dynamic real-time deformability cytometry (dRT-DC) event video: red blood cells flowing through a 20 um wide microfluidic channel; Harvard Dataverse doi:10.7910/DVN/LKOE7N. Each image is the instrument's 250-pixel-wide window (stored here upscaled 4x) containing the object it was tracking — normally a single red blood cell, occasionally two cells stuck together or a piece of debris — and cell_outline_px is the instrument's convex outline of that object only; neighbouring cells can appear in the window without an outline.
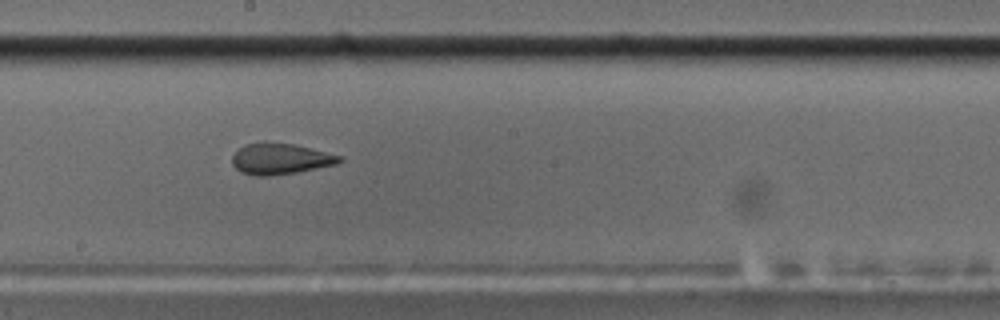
{"species": "common noctule bat (a hibernating species)", "species_latin": "Nyctalus noctula", "temperature_condition": "cold", "stored_images_in_passage": 56, "camera_frame_rate_fps": 3000, "um_per_image_px": 0.085, "animal": {"sex": "male", "body_mass_g": 17.5, "forearm_length_mm": 52.3}, "frame": {"image": 1, "passage_image": 31, "time_ms": 10.0, "image_size_px": [1000, 320], "cell_outline_px": [[344, 160], [336, 164], [296, 172], [268, 176], [256, 176], [240, 172], [232, 164], [232, 156], [244, 144], [264, 140], [292, 144], [344, 156]], "centroid_in_image_um": [23.81, 13.48], "position_along_channel_um": 224.4, "area_um2": 19.59}}
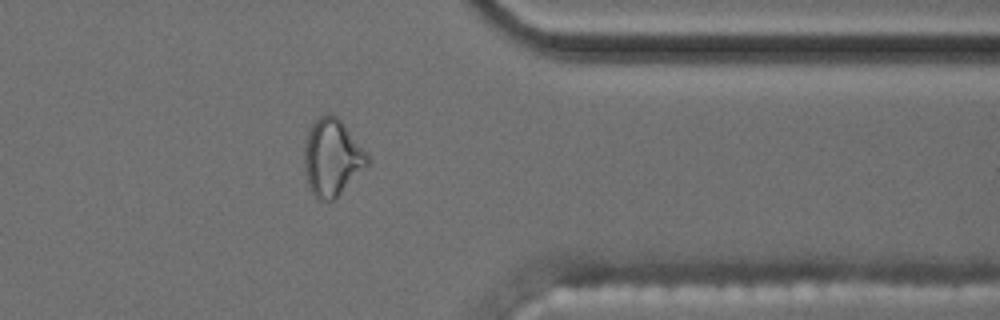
{"frame": {"image": 2, "passage_image": 45, "time_ms": 14.667, "image_size_px": [1000, 320], "cell_outline_px": [[368, 164], [332, 200], [324, 200], [316, 196], [308, 188], [304, 168], [304, 140], [312, 124], [324, 112], [328, 112], [336, 116], [344, 124], [368, 152]], "centroid_in_image_um": [28.2, 13.33], "position_along_channel_um": 383.2, "area_um2": 28.03}}
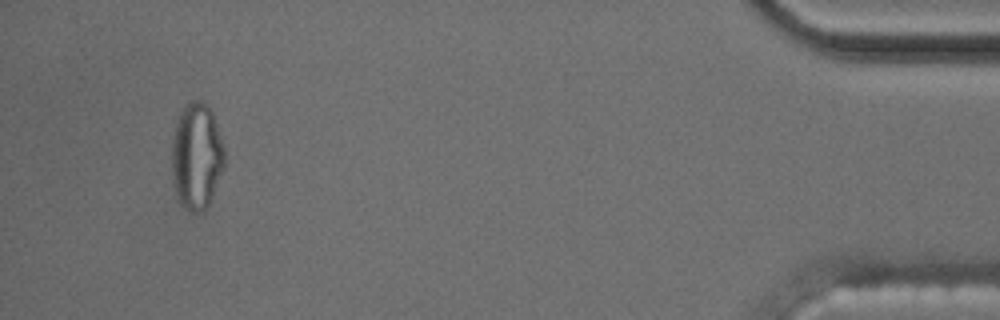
{"frame": {"image": 3, "passage_image": 53, "time_ms": 17.333, "image_size_px": [1000, 320], "cell_outline_px": [[224, 164], [208, 204], [200, 212], [192, 212], [180, 204], [176, 196], [172, 180], [172, 136], [176, 116], [188, 100], [204, 100], [208, 104], [212, 112], [224, 144]], "centroid_in_image_um": [16.67, 13.19], "position_along_channel_um": 418.5, "area_um2": 33.06}, "authors_computed_cell_mechanics": {"area_um2": 20.2011, "velocity_mm_per_s": 3.6106, "shape_relaxation_time_tau1_ms": null, "shape_relaxation_time_tau2_ms": 1.6144, "deformation_change_tau1": null, "deformation_change_tau2": 0.0692}}